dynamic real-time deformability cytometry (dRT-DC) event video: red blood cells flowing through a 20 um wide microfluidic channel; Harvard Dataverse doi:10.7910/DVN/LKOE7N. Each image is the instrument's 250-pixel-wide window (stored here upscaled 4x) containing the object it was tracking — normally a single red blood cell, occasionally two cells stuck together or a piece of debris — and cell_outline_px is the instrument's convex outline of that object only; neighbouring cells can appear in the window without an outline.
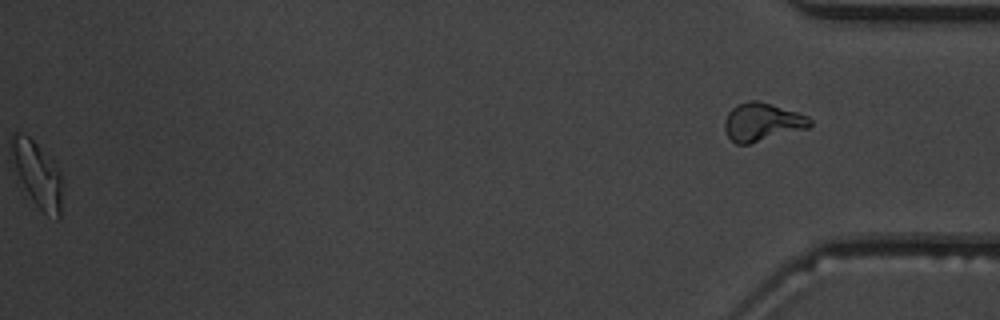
{"species": "common noctule bat (a hibernating species)", "species_latin": "Nyctalus noctula", "temperature_condition": "warm", "stored_images_in_passage": 55, "segment_of_instrument_passage": [2, 2], "camera_frame_rate_fps": 3000, "um_per_image_px": 0.085, "animal": {"sex": "male", "body_mass_g": 19.5, "forearm_length_mm": 54.6}, "frame": {"image": 1, "passage_image": 55, "time_ms": 18.0, "image_size_px": [1000, 320], "cell_outline_px": [[812, 124], [808, 128], [748, 144], [736, 144], [728, 136], [724, 128], [724, 120], [728, 112], [736, 104], [748, 100], [756, 100], [796, 112], [808, 116], [812, 120]], "centroid_in_image_um": [64.76, 10.37], "position_along_channel_um": 370.4, "area_um2": 18.84}}